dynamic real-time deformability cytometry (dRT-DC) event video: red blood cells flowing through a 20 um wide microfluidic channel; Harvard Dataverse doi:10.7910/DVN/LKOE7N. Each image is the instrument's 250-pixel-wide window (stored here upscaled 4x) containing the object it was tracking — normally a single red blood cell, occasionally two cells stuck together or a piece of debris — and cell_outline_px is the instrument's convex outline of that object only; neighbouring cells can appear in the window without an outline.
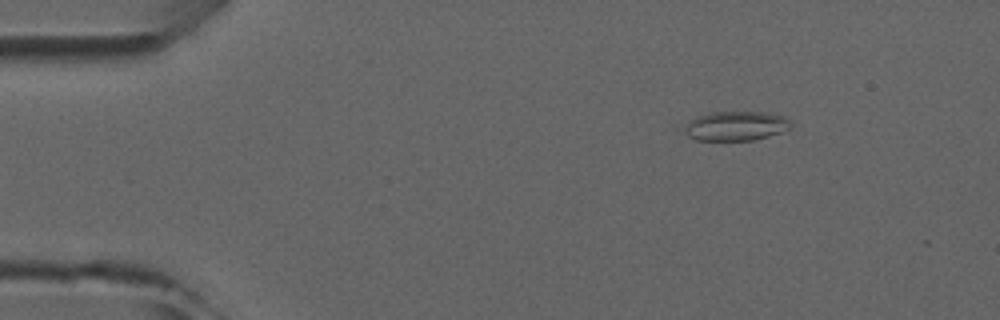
{"species": "common noctule bat (a hibernating species)", "species_latin": "Nyctalus noctula", "temperature_condition": "room temperature", "stored_images_in_passage": 5, "camera_frame_rate_fps": 3000, "um_per_image_px": 0.085, "animal": {"sex": "male", "forearm_length_mm": 52.5}, "frame": {"image": 1, "passage_image": 3, "time_ms": 2.0, "image_size_px": [1000, 320], "cell_outline_px": [[788, 128], [780, 132], [768, 136], [752, 140], [696, 140], [688, 136], [676, 128], [672, 124], [696, 116], [712, 112], [764, 112], [784, 116], [788, 120]], "centroid_in_image_um": [62.27, 10.7], "position_along_channel_um": 22.7, "area_um2": 18.84}}